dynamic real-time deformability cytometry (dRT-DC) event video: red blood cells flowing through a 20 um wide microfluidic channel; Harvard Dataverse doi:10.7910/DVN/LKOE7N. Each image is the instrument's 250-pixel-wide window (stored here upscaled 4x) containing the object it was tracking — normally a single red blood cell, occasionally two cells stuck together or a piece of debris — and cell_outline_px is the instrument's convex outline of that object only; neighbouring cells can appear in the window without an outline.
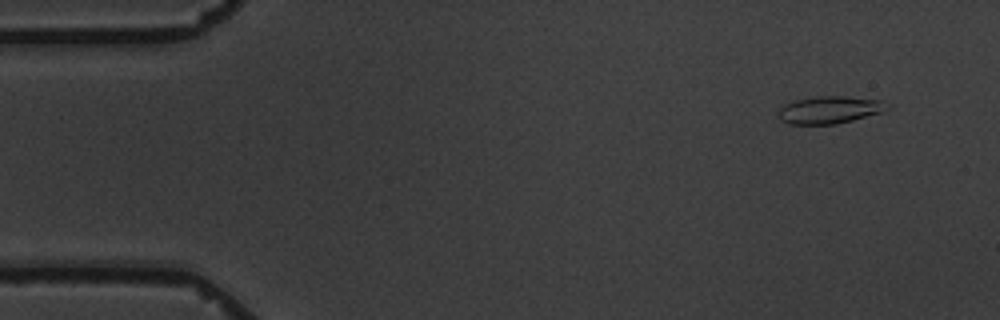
{"species": "common noctule bat (a hibernating species)", "species_latin": "Nyctalus noctula", "temperature_condition": "warm", "stored_images_in_passage": 6, "camera_frame_rate_fps": 3000, "um_per_image_px": 0.085, "animal": {"sex": "male", "body_mass_g": 19.5, "forearm_length_mm": 54.6}, "frame": {"image": 1, "passage_image": 2, "time_ms": 1.0, "image_size_px": [1000, 320], "cell_outline_px": [[892, 104], [888, 108], [880, 112], [852, 120], [836, 124], [788, 124], [780, 120], [780, 108], [784, 104], [796, 100], [812, 96], [844, 96], [880, 100]], "centroid_in_image_um": [70.51, 9.33], "position_along_channel_um": 14.5, "area_um2": 17.28}}
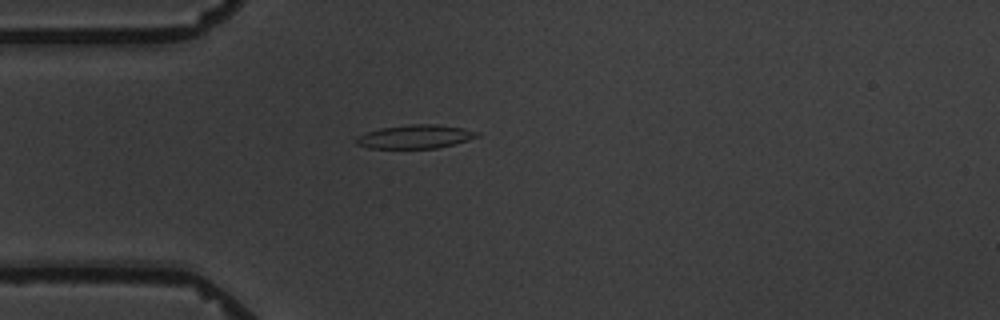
{"frame": {"image": 2, "passage_image": 5, "time_ms": 4.667, "image_size_px": [1000, 320], "cell_outline_px": [[480, 136], [468, 140], [436, 148], [368, 148], [356, 144], [356, 136], [380, 128], [408, 124], [436, 124], [464, 128], [480, 132]], "centroid_in_image_um": [35.3, 11.61], "position_along_channel_um": 49.7, "area_um2": 16.65}}